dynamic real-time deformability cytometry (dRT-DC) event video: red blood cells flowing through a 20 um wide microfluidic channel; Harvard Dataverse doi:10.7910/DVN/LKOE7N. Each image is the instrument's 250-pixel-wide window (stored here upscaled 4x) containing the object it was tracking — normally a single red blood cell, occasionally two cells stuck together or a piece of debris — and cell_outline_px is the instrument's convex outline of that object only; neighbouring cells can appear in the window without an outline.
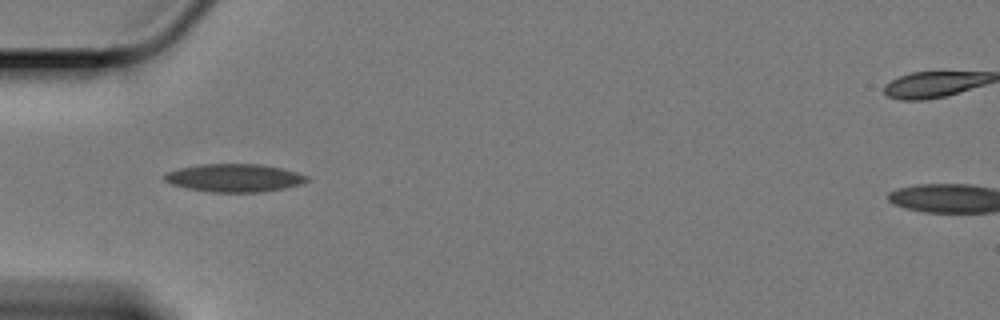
{"species": "Egyptian fruit bat (a non-hibernating species)", "species_latin": "Rousettus aegyptiacus", "temperature_condition": "cold", "stored_images_in_passage": 34, "camera_frame_rate_fps": 3000, "um_per_image_px": 0.085, "animal": {"sex": "female"}, "frame": {"image": 1, "passage_image": 1, "time_ms": 0.0, "image_size_px": [1000, 320], "cell_outline_px": [[308, 180], [300, 184], [284, 188], [260, 192], [212, 192], [188, 188], [172, 184], [164, 180], [164, 172], [180, 168], [200, 164], [260, 164], [280, 168], [296, 172], [308, 176]], "centroid_in_image_um": [19.89, 15.12], "position_along_channel_um": 65.1, "area_um2": 23.06}}
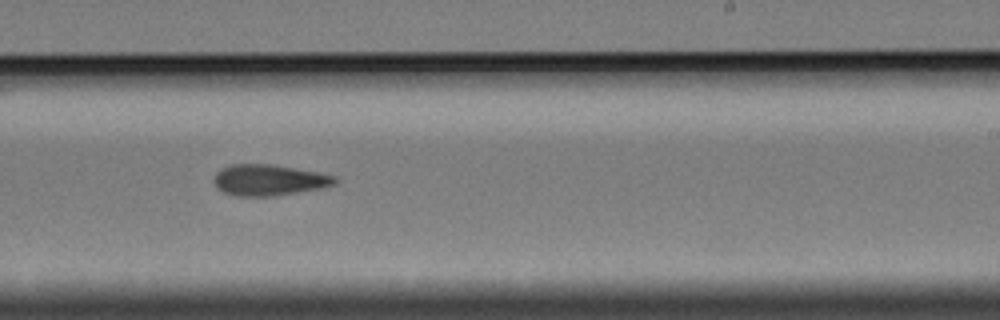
{"frame": {"image": 2, "passage_image": 19, "time_ms": 6.0, "image_size_px": [1000, 320], "cell_outline_px": [[336, 184], [320, 188], [272, 196], [236, 196], [224, 192], [216, 188], [212, 180], [216, 172], [220, 168], [232, 164], [272, 164], [316, 172], [336, 176]], "centroid_in_image_um": [22.79, 15.3], "position_along_channel_um": 266.2, "area_um2": 21.85}}
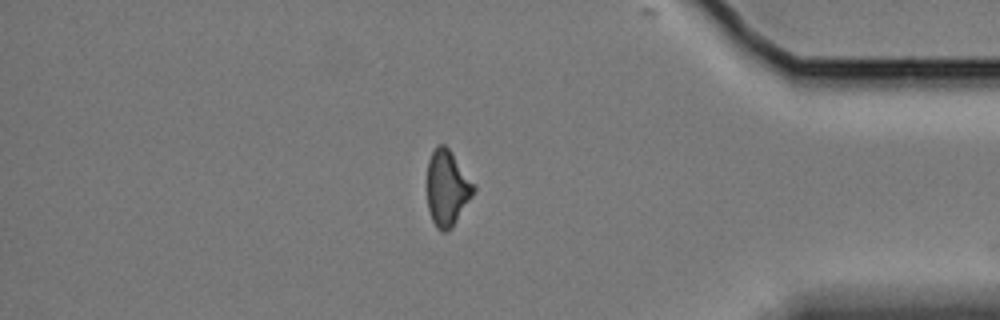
{"frame": {"image": 3, "passage_image": 33, "time_ms": 10.667, "image_size_px": [1000, 320], "cell_outline_px": [[476, 188], [472, 196], [452, 228], [448, 232], [440, 232], [436, 228], [432, 220], [428, 208], [428, 160], [436, 144], [444, 144], [452, 152], [476, 184]], "centroid_in_image_um": [38.03, 15.99], "position_along_channel_um": 397.2, "area_um2": 20.75}}